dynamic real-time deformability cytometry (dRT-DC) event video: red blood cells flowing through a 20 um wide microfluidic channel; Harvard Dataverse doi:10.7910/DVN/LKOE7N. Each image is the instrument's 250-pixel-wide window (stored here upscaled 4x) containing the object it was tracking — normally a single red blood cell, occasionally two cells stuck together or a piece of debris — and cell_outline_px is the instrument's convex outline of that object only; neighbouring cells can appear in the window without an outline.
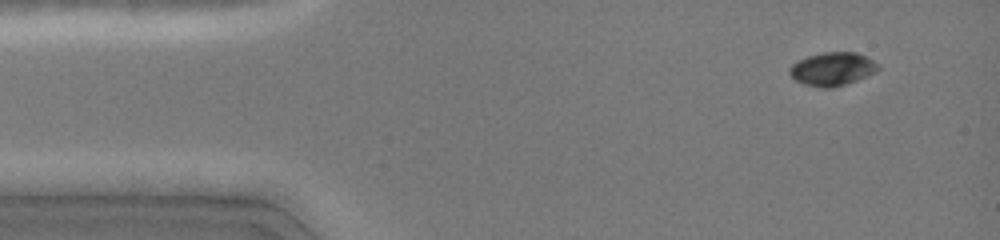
{"species": "common noctule bat (a hibernating species)", "species_latin": "Nyctalus noctula", "temperature_condition": "cold", "stored_images_in_passage": 35, "camera_frame_rate_fps": 3000, "um_per_image_px": 0.085, "animal": {"sex": "female", "body_mass_g": 19.0, "forearm_length_mm": 51.5}, "frame": {"image": 1, "passage_image": 3, "time_ms": 0.667, "image_size_px": [1000, 240], "cell_outline_px": [[880, 68], [856, 80], [832, 88], [820, 88], [804, 84], [796, 80], [788, 72], [788, 68], [792, 64], [808, 56], [824, 52], [856, 52], [872, 60]], "centroid_in_image_um": [70.7, 5.86], "position_along_channel_um": 14.3, "area_um2": 16.82}}
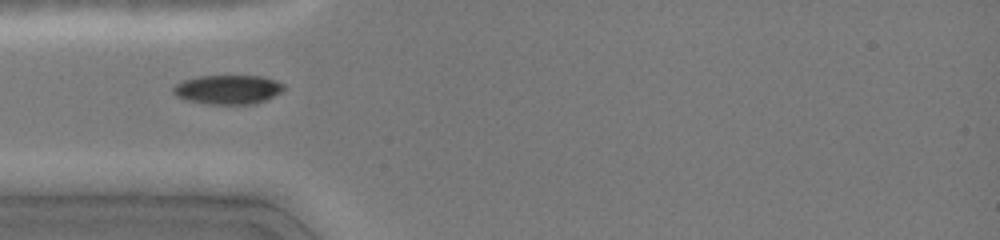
{"frame": {"image": 2, "passage_image": 14, "time_ms": 4.0, "image_size_px": [1000, 240], "cell_outline_px": [[284, 88], [280, 92], [256, 104], [208, 104], [188, 100], [176, 96], [172, 92], [172, 88], [176, 84], [184, 80], [200, 76], [264, 76], [284, 84]], "centroid_in_image_um": [19.36, 7.61], "position_along_channel_um": 65.6, "area_um2": 18.67}}
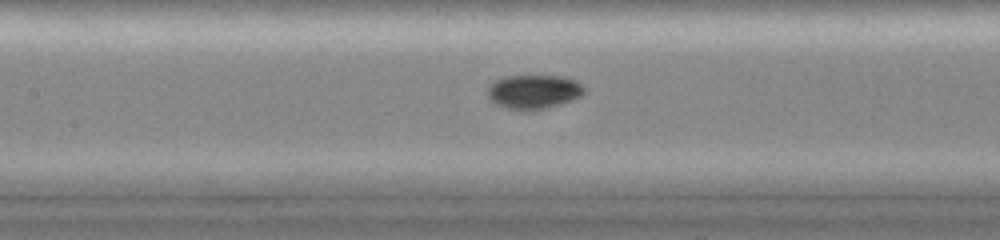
{"frame": {"image": 3, "passage_image": 29, "time_ms": 6.333, "image_size_px": [1000, 240], "cell_outline_px": [[584, 92], [580, 96], [572, 100], [544, 108], [504, 108], [496, 104], [488, 96], [488, 88], [496, 80], [508, 76], [564, 76], [580, 84], [584, 88]], "centroid_in_image_um": [45.36, 7.77], "position_along_channel_um": 162.0, "area_um2": 18.44}}